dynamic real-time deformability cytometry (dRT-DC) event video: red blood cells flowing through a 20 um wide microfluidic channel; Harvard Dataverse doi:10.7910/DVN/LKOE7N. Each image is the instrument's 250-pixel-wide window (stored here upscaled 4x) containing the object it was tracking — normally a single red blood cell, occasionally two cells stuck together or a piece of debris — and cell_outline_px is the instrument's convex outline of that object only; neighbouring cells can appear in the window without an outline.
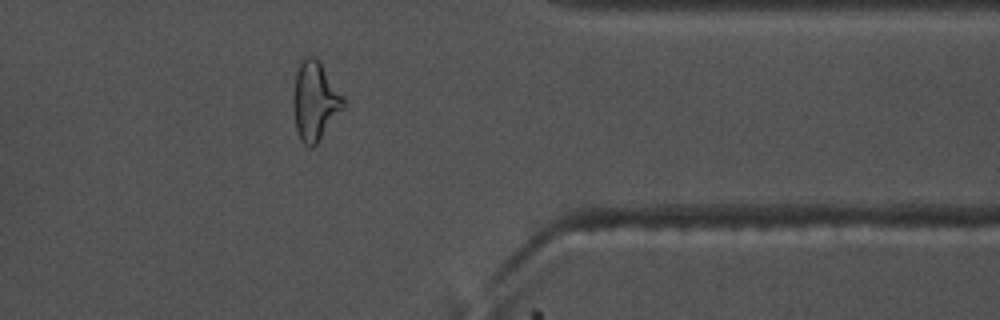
{"species": "common noctule bat (a hibernating species)", "species_latin": "Nyctalus noctula", "temperature_condition": "warm", "stored_images_in_passage": 41, "camera_frame_rate_fps": 3000, "um_per_image_px": 0.085, "animal": {"sex": "male", "body_mass_g": 17.5, "forearm_length_mm": 52.3}, "frame": {"image": 1, "passage_image": 35, "time_ms": 11.333, "image_size_px": [1000, 320], "cell_outline_px": [[344, 108], [316, 144], [312, 148], [304, 144], [300, 140], [296, 128], [296, 72], [300, 60], [304, 56], [316, 56], [344, 96]], "centroid_in_image_um": [26.82, 8.56], "position_along_channel_um": 384.6, "area_um2": 22.31}, "authors_computed_cell_mechanics": {"area_um2": 20.6924, "velocity_mm_per_s": 3.7374, "shape_relaxation_time_tau1_ms": 4.5896, "shape_relaxation_time_tau2_ms": 2.2051, "deformation_change_tau1": 0.1916, "deformation_change_tau2": 0.1116}}